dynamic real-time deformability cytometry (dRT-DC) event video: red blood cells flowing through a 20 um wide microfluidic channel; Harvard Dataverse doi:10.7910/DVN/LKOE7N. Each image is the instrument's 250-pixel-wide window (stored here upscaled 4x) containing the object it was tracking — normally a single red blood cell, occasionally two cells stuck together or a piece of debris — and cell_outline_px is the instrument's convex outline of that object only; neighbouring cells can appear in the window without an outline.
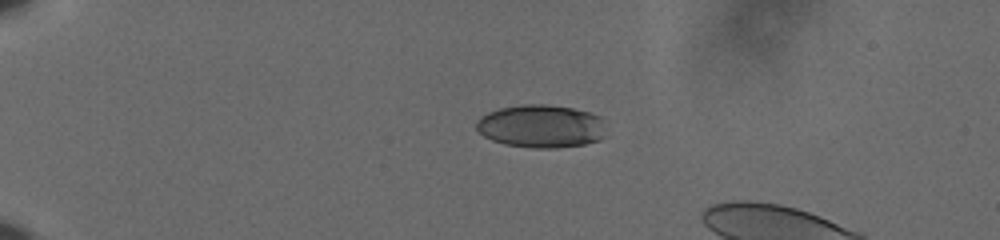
{"species": "human", "species_latin": "Homo sapiens", "temperature_condition": "cold", "stored_images_in_passage": 43, "camera_frame_rate_fps": 3000, "um_per_image_px": 0.085, "donor": {"sex": "male"}, "frame": {"image": 1, "passage_image": 1, "time_ms": 0.0, "image_size_px": [1000, 240], "cell_outline_px": [[604, 136], [600, 140], [584, 144], [556, 148], [536, 148], [504, 144], [492, 140], [484, 136], [476, 128], [476, 120], [488, 112], [500, 108], [524, 104], [544, 104], [572, 108], [588, 112], [600, 116]], "centroid_in_image_um": [45.96, 10.73], "position_along_channel_um": 39.0, "area_um2": 32.31}}
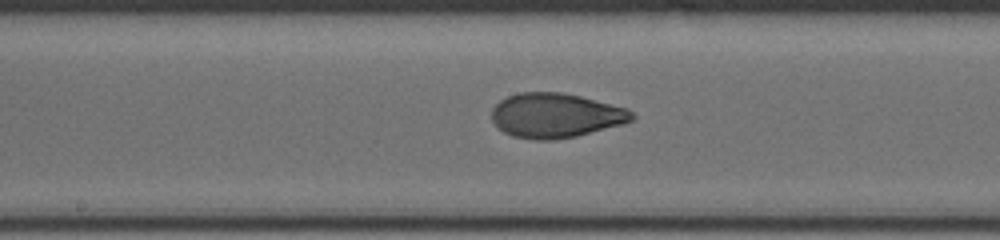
{"frame": {"image": 2, "passage_image": 20, "time_ms": 6.333, "image_size_px": [1000, 240], "cell_outline_px": [[636, 116], [632, 120], [624, 124], [576, 136], [556, 140], [532, 140], [512, 136], [504, 132], [492, 120], [492, 108], [500, 100], [508, 96], [520, 92], [560, 92], [580, 96], [628, 108]], "centroid_in_image_um": [47.24, 9.82], "position_along_channel_um": 201.0, "area_um2": 36.53}}
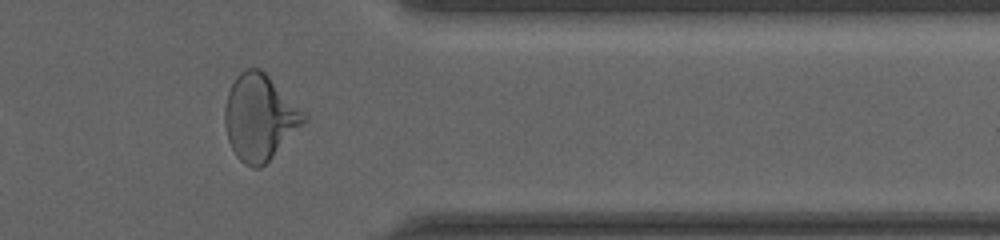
{"frame": {"image": 3, "passage_image": 36, "time_ms": 11.667, "image_size_px": [1000, 240], "cell_outline_px": [[308, 120], [260, 168], [252, 168], [244, 164], [236, 156], [228, 140], [224, 124], [224, 108], [228, 92], [236, 76], [244, 68], [260, 68], [308, 116]], "centroid_in_image_um": [22.04, 9.98], "position_along_channel_um": 389.4, "area_um2": 39.19}}